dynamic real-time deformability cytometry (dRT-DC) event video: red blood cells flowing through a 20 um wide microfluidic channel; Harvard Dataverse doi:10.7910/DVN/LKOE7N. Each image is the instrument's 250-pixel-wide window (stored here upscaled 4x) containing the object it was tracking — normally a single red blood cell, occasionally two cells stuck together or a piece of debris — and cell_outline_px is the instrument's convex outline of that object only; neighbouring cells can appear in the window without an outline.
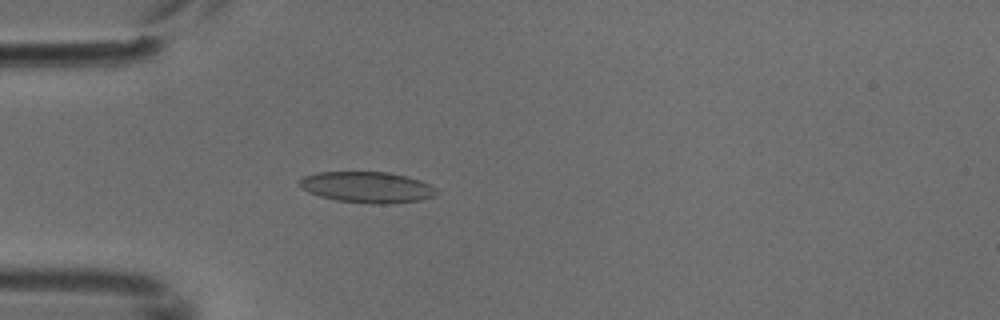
{"species": "common noctule bat (a hibernating species)", "species_latin": "Nyctalus noctula", "temperature_condition": "cold", "stored_images_in_passage": 5, "camera_frame_rate_fps": 3000, "um_per_image_px": 0.085, "animal": {"sex": "male", "body_mass_g": 18.8}, "frame": {"image": 1, "passage_image": 4, "time_ms": 1.0, "image_size_px": [1000, 320], "cell_outline_px": [[440, 192], [432, 196], [420, 200], [388, 204], [372, 204], [336, 200], [320, 196], [308, 192], [300, 188], [300, 180], [304, 176], [316, 172], [388, 172], [408, 176], [420, 180], [436, 188]], "centroid_in_image_um": [31.21, 15.91], "position_along_channel_um": 53.8, "area_um2": 24.85}}